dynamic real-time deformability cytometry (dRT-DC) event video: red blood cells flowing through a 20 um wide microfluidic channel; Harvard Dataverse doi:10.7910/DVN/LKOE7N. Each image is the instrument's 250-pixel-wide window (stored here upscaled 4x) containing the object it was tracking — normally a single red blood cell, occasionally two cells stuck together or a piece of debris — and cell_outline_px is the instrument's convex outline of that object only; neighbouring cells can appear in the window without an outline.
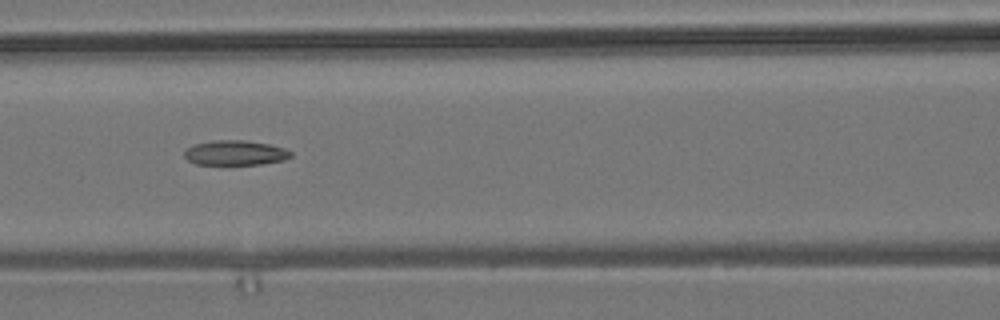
{"species": "common noctule bat (a hibernating species)", "species_latin": "Nyctalus noctula", "temperature_condition": "room temperature", "stored_images_in_passage": 4, "camera_frame_rate_fps": 3000, "um_per_image_px": 0.085, "animal": {"sex": "male", "body_mass_g": 19.2, "forearm_length_mm": 51.8}, "frame": {"image": 1, "passage_image": 3, "time_ms": 2.333, "image_size_px": [1000, 320], "cell_outline_px": [[292, 156], [284, 160], [260, 164], [196, 164], [188, 160], [184, 156], [184, 152], [192, 144], [212, 140], [244, 140], [268, 144], [284, 148], [292, 152]], "centroid_in_image_um": [19.98, 12.98], "position_along_channel_um": 146.6, "area_um2": 15.37}}
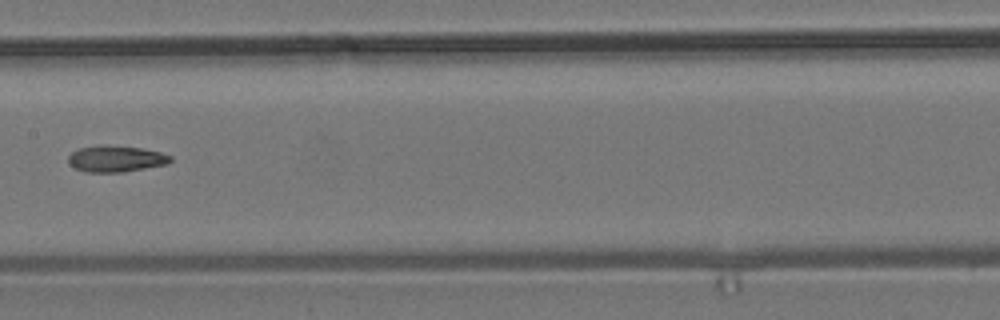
{"frame": {"image": 2, "passage_image": 4, "time_ms": 3.667, "image_size_px": [1000, 320], "cell_outline_px": [[172, 160], [168, 164], [124, 172], [84, 172], [68, 164], [68, 156], [72, 152], [80, 148], [104, 144], [140, 148], [160, 152], [172, 156]], "centroid_in_image_um": [9.85, 13.5], "position_along_channel_um": 197.6, "area_um2": 15.78}}